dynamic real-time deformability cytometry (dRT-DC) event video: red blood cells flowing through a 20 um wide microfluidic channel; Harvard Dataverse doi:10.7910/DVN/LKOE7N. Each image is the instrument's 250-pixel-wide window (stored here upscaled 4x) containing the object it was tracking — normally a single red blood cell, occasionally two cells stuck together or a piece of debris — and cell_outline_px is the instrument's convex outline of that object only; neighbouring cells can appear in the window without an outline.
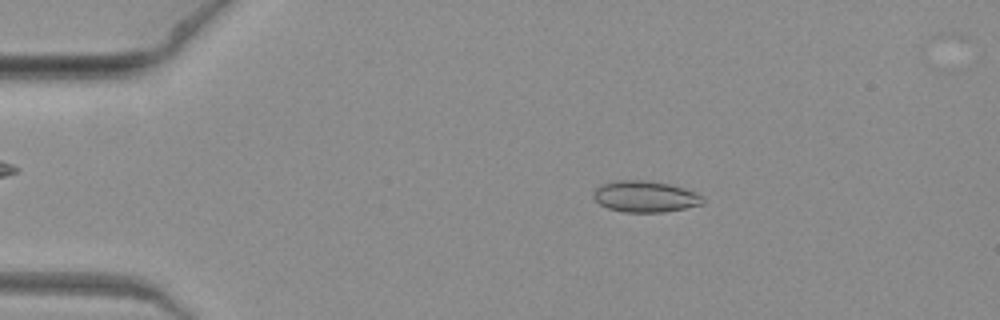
{"species": "common noctule bat (a hibernating species)", "species_latin": "Nyctalus noctula", "temperature_condition": "warm", "stored_images_in_passage": 7, "camera_frame_rate_fps": 3000, "um_per_image_px": 0.085, "animal": {"sex": "female", "body_mass_g": 19.3, "forearm_length_mm": 54.1}, "frame": {"image": 1, "passage_image": 3, "time_ms": 0.667, "image_size_px": [1000, 320], "cell_outline_px": [[704, 204], [664, 212], [624, 212], [608, 208], [600, 204], [592, 196], [592, 192], [600, 184], [616, 180], [644, 180], [668, 184], [684, 188], [696, 192], [704, 196]], "centroid_in_image_um": [54.83, 16.7], "position_along_channel_um": 30.2, "area_um2": 20.06}}
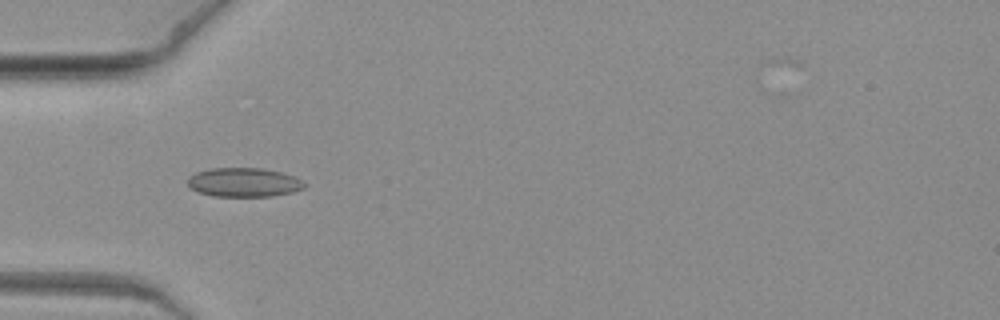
{"frame": {"image": 2, "passage_image": 6, "time_ms": 1.667, "image_size_px": [1000, 320], "cell_outline_px": [[308, 184], [304, 188], [292, 192], [272, 196], [212, 196], [188, 188], [188, 176], [196, 172], [212, 168], [260, 168], [280, 172], [296, 176]], "centroid_in_image_um": [20.74, 15.5], "position_along_channel_um": 64.3, "area_um2": 19.88}}
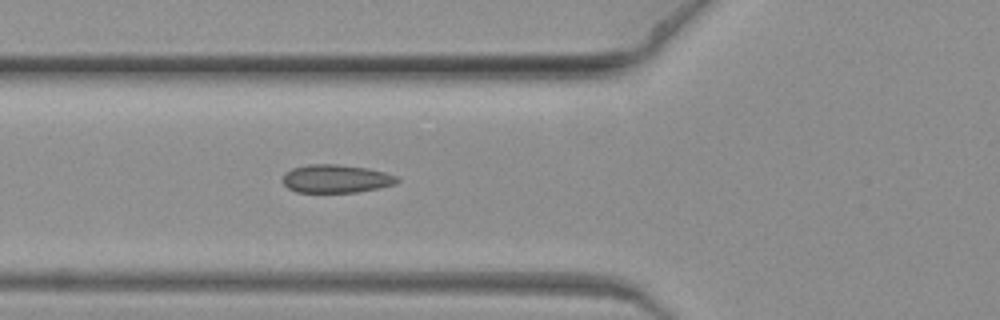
{"frame": {"image": 3, "passage_image": 7, "time_ms": 2.0, "image_size_px": [1000, 320], "cell_outline_px": [[400, 180], [396, 184], [380, 188], [356, 192], [296, 192], [288, 188], [284, 184], [284, 176], [292, 168], [308, 164], [336, 164], [368, 168], [384, 172], [396, 176]], "centroid_in_image_um": [28.6, 15.19], "position_along_channel_um": 97.2, "area_um2": 18.73}}